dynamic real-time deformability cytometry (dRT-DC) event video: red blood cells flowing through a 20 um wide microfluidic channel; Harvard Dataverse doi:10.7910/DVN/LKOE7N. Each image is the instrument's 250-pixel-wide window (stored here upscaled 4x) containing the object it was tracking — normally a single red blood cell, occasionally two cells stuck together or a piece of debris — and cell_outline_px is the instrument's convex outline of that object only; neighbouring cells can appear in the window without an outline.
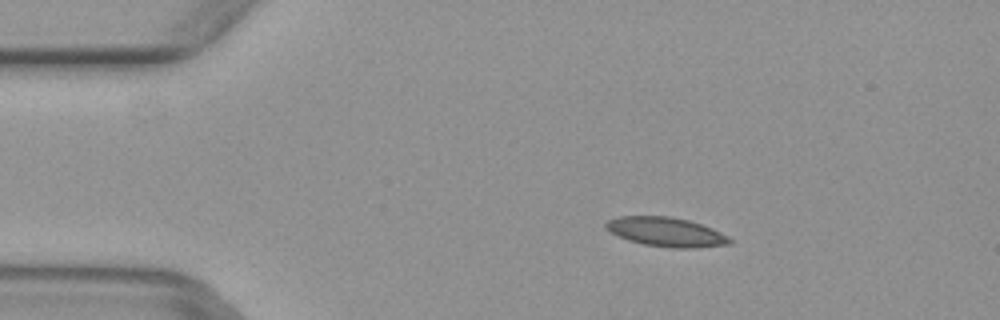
{"species": "common noctule bat (a hibernating species)", "species_latin": "Nyctalus noctula", "temperature_condition": "warm", "stored_images_in_passage": 4, "camera_frame_rate_fps": 3000, "um_per_image_px": 0.085, "animal": {"sex": "female", "body_mass_g": 29.2, "forearm_length_mm": 56.3}, "frame": {"image": 1, "passage_image": 3, "time_ms": 0.667, "image_size_px": [1000, 320], "cell_outline_px": [[732, 244], [692, 248], [668, 248], [644, 244], [628, 240], [604, 228], [604, 224], [608, 220], [620, 216], [672, 216], [688, 220], [712, 228], [728, 236], [732, 240]], "centroid_in_image_um": [56.63, 19.71], "position_along_channel_um": 28.4, "area_um2": 21.1}}